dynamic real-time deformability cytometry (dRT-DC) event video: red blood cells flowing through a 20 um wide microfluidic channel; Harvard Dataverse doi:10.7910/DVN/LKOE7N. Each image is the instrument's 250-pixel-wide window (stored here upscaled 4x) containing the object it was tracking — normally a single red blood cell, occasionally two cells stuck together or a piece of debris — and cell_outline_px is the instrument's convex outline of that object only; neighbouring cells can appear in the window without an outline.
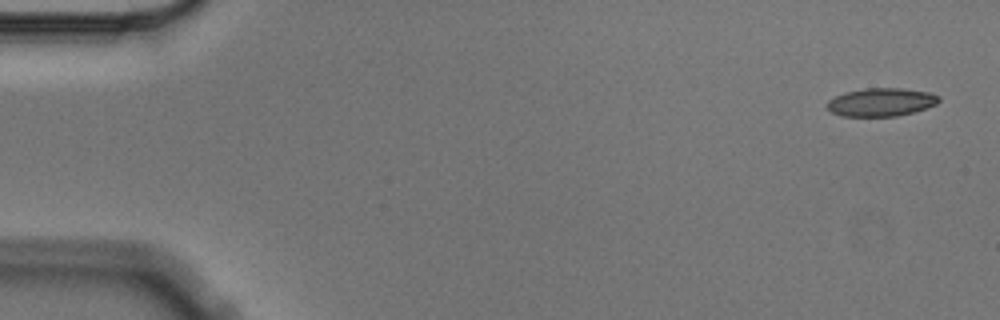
{"species": "Egyptian fruit bat (a non-hibernating species)", "species_latin": "Rousettus aegyptiacus", "temperature_condition": "cold", "stored_images_in_passage": 4, "camera_frame_rate_fps": 3000, "um_per_image_px": 0.085, "animal": {"sex": "male"}, "frame": {"image": 1, "passage_image": 1, "time_ms": 0.0, "image_size_px": [1000, 320], "cell_outline_px": [[940, 100], [936, 104], [916, 112], [896, 116], [840, 116], [832, 112], [828, 108], [828, 100], [844, 92], [864, 88], [900, 88], [928, 92], [940, 96]], "centroid_in_image_um": [74.91, 8.68], "position_along_channel_um": 10.1, "area_um2": 18.38}}
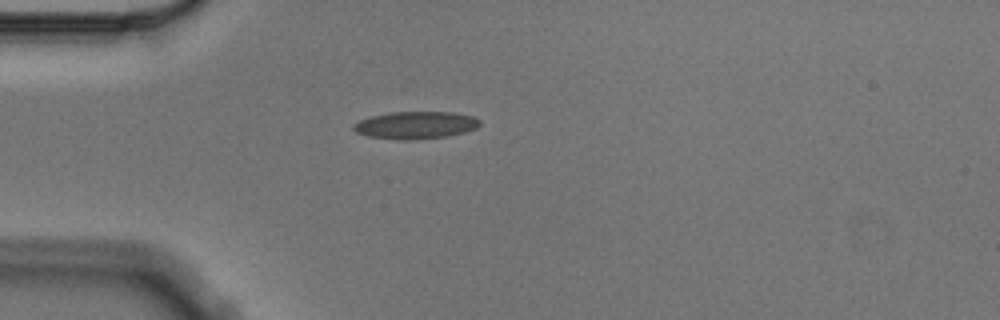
{"frame": {"image": 2, "passage_image": 4, "time_ms": 1.0, "image_size_px": [1000, 320], "cell_outline_px": [[480, 124], [476, 128], [464, 132], [448, 136], [412, 140], [400, 140], [368, 136], [356, 132], [352, 128], [352, 124], [360, 120], [372, 116], [392, 112], [452, 112], [472, 116], [480, 120]], "centroid_in_image_um": [35.32, 10.64], "position_along_channel_um": 49.7, "area_um2": 20.11}}